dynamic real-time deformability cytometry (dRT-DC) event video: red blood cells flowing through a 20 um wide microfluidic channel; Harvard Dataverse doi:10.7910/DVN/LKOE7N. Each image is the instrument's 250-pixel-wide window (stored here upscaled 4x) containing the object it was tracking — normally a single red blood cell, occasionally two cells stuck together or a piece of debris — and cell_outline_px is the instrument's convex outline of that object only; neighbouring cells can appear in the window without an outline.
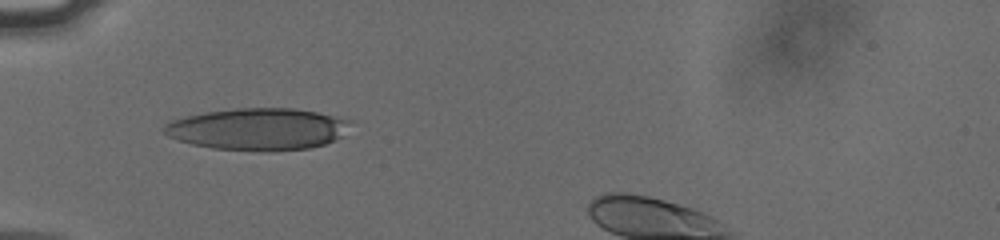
{"species": "human", "species_latin": "Homo sapiens", "temperature_condition": "cold", "stored_images_in_passage": 36, "camera_frame_rate_fps": 3000, "um_per_image_px": 0.085, "donor": {"sex": "male"}, "frame": {"image": 1, "passage_image": 3, "time_ms": 0.667, "image_size_px": [1000, 240], "cell_outline_px": [[352, 120], [344, 136], [324, 144], [308, 148], [272, 152], [268, 152], [212, 148], [192, 144], [168, 136], [164, 132], [164, 124], [172, 120], [204, 112], [236, 108], [292, 108], [316, 112]], "centroid_in_image_um": [21.95, 10.98], "position_along_channel_um": 63.1, "area_um2": 45.6}}
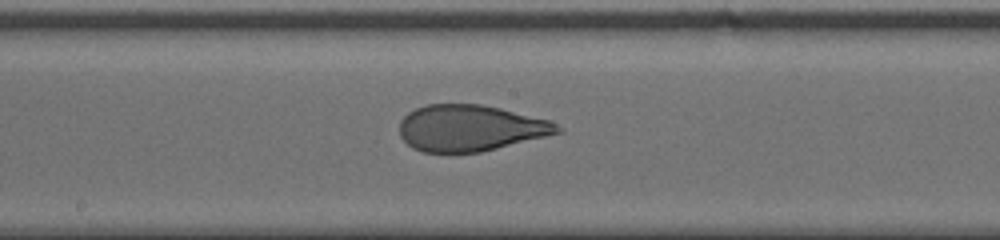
{"frame": {"image": 2, "passage_image": 15, "time_ms": 4.667, "image_size_px": [1000, 240], "cell_outline_px": [[564, 132], [480, 152], [420, 152], [412, 148], [400, 136], [400, 120], [408, 112], [416, 108], [428, 104], [480, 104], [500, 108], [548, 120], [564, 128]], "centroid_in_image_um": [39.97, 10.88], "position_along_channel_um": 208.2, "area_um2": 42.54}}
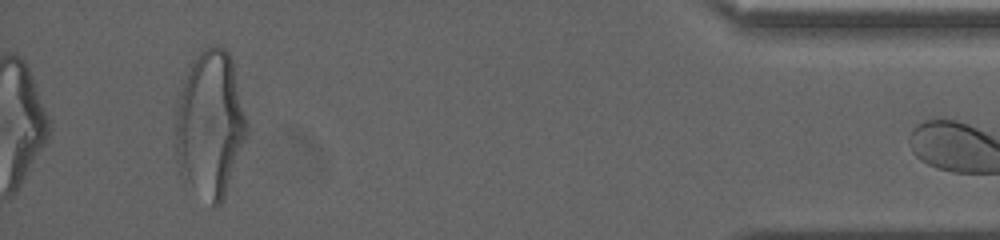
{"frame": {"image": 3, "passage_image": 36, "time_ms": 11.667, "image_size_px": [1000, 240], "cell_outline_px": [[248, 136], [224, 196], [220, 204], [216, 208], [212, 208], [180, 172], [176, 160], [176, 112], [180, 92], [188, 64], [204, 48], [216, 44], [224, 48], [228, 52], [232, 60], [248, 124]], "centroid_in_image_um": [17.87, 10.54], "position_along_channel_um": 417.3, "area_um2": 60.98}, "authors_computed_cell_mechanics": {"area_um2": 44.1014, "velocity_mm_per_s": 3.7921, "shape_relaxation_time_tau1_ms": 5.2795, "shape_relaxation_time_tau2_ms": 0.9728, "deformation_change_tau1": 0.2086, "deformation_change_tau2": 0.0772}}